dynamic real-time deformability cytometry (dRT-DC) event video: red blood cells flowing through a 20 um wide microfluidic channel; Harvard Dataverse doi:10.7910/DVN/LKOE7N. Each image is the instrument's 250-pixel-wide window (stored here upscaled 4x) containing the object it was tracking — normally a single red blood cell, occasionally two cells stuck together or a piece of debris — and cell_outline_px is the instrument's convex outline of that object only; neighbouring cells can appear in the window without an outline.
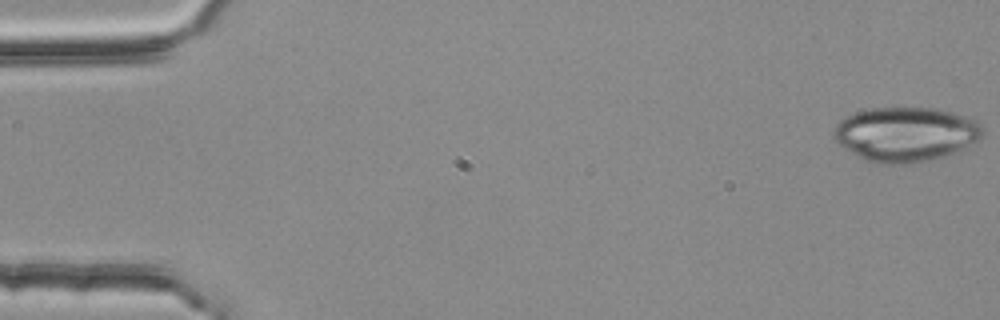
{"species": "common noctule bat (a hibernating species)", "species_latin": "Nyctalus noctula", "temperature_condition": "room temperature", "stored_images_in_passage": 54, "camera_frame_rate_fps": 3000, "um_per_image_px": 0.085, "animal": {"sex": "female", "body_mass_g": 25.1}, "frame": {"image": 1, "passage_image": 1, "time_ms": 0.0, "image_size_px": [1000, 320], "cell_outline_px": [[984, 136], [952, 152], [928, 160], [908, 164], [880, 164], [856, 156], [836, 144], [832, 136], [832, 132], [836, 124], [840, 120], [856, 112], [872, 108], [940, 108], [980, 120], [984, 128]], "centroid_in_image_um": [76.96, 11.39], "position_along_channel_um": 8.0, "area_um2": 47.45}}
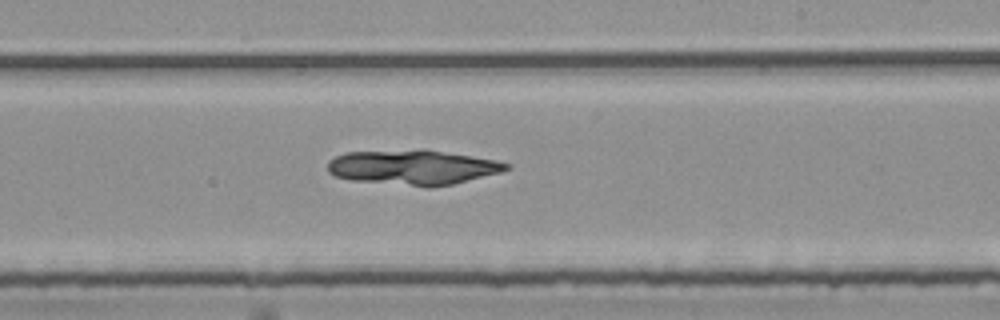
{"frame": {"image": 2, "passage_image": 32, "time_ms": 10.333, "image_size_px": [1000, 320], "cell_outline_px": [[512, 168], [500, 172], [452, 184], [428, 188], [352, 180], [336, 176], [328, 172], [328, 160], [344, 152], [420, 148], [424, 148], [496, 160], [512, 164]], "centroid_in_image_um": [35.09, 14.2], "position_along_channel_um": 253.9, "area_um2": 36.88}}
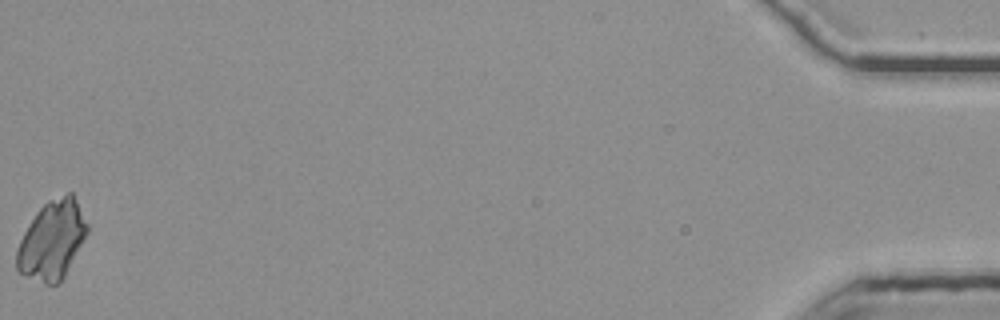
{"frame": {"image": 3, "passage_image": 54, "time_ms": 17.667, "image_size_px": [1000, 320], "cell_outline_px": [[88, 232], [64, 276], [56, 284], [44, 284], [24, 276], [16, 268], [16, 248], [24, 232], [36, 212], [48, 200], [68, 192], [72, 192], [88, 224]], "centroid_in_image_um": [4.41, 20.41], "position_along_channel_um": 430.8, "area_um2": 32.14}}